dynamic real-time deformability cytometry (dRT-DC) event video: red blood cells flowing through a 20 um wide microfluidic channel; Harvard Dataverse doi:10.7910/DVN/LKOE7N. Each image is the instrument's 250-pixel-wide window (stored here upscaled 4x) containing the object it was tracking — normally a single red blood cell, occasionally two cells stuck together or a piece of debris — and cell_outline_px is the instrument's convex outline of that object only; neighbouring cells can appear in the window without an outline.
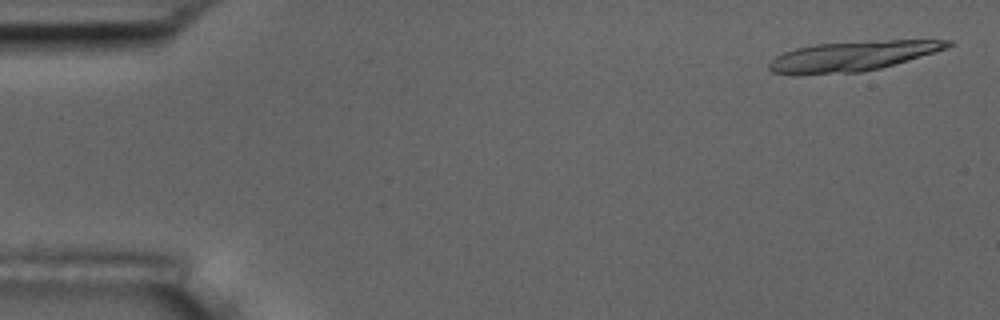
{"species": "common noctule bat (a hibernating species)", "species_latin": "Nyctalus noctula", "temperature_condition": "room temperature", "stored_images_in_passage": 6, "camera_frame_rate_fps": 3000, "um_per_image_px": 0.085, "animal": {"sex": "male", "body_mass_g": 17.5, "forearm_length_mm": 52.3}, "frame": {"image": 1, "passage_image": 1, "time_ms": 0.0, "image_size_px": [1000, 320], "cell_outline_px": [[956, 44], [948, 48], [880, 68], [860, 72], [800, 76], [796, 76], [772, 72], [768, 68], [768, 64], [776, 56], [784, 52], [796, 48], [812, 44], [872, 40], [952, 40]], "centroid_in_image_um": [72.41, 4.78], "position_along_channel_um": 12.6, "area_um2": 31.62}}